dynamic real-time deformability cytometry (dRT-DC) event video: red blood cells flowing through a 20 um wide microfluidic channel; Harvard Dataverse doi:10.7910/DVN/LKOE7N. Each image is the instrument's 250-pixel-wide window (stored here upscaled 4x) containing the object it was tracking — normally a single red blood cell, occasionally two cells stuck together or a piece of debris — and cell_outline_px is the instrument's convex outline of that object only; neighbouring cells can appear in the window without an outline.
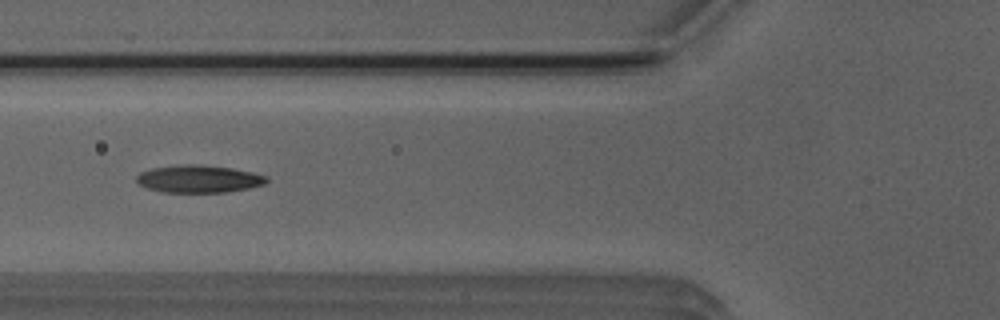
{"species": "Egyptian fruit bat (a non-hibernating species)", "species_latin": "Rousettus aegyptiacus", "temperature_condition": "room temperature", "stored_images_in_passage": 3, "camera_frame_rate_fps": 3000, "um_per_image_px": 0.085, "animal": {"sex": "male"}, "frame": {"image": 1, "passage_image": 3, "time_ms": 2.333, "image_size_px": [1000, 320], "cell_outline_px": [[268, 180], [264, 184], [248, 188], [228, 192], [160, 192], [136, 184], [136, 176], [140, 172], [152, 168], [188, 164], [196, 164], [232, 168], [252, 172], [268, 176]], "centroid_in_image_um": [16.87, 15.21], "position_along_channel_um": 108.9, "area_um2": 20.87}}